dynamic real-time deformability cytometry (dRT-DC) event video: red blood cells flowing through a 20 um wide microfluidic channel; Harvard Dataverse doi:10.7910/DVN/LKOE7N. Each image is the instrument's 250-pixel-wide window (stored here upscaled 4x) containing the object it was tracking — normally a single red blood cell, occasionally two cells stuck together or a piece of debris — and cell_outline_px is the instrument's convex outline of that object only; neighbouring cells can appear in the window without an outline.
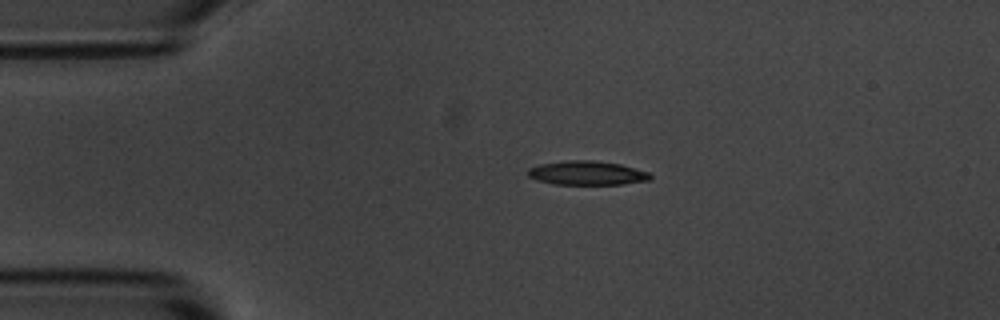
{"species": "common noctule bat (a hibernating species)", "species_latin": "Nyctalus noctula", "temperature_condition": "room temperature", "stored_images_in_passage": 2, "camera_frame_rate_fps": 3000, "um_per_image_px": 0.085, "animal": {"sex": "male", "body_mass_g": 20.1, "forearm_length_mm": 53.5}, "frame": {"image": 1, "passage_image": 1, "time_ms": 0.0, "image_size_px": [1000, 320], "cell_outline_px": [[652, 176], [648, 180], [624, 184], [552, 184], [536, 180], [528, 176], [528, 168], [540, 164], [564, 160], [592, 160], [620, 164], [648, 172]], "centroid_in_image_um": [49.85, 14.7], "position_along_channel_um": 35.1, "area_um2": 17.11}}